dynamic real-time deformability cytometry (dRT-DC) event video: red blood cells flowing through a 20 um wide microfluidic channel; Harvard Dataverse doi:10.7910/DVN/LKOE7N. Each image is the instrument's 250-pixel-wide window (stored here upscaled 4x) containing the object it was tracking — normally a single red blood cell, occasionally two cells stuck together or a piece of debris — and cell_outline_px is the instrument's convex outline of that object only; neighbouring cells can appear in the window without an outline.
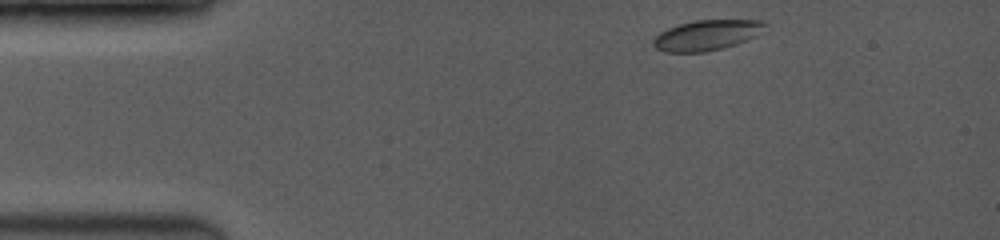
{"species": "common noctule bat (a hibernating species)", "species_latin": "Nyctalus noctula", "temperature_condition": "room temperature", "stored_images_in_passage": 3, "camera_frame_rate_fps": 3500, "um_per_image_px": 0.085, "animal": {"sex": "female", "body_mass_g": 19.0, "forearm_length_mm": 53.3}, "frame": {"image": 1, "passage_image": 1, "time_ms": 0.0, "image_size_px": [1000, 240], "cell_outline_px": [[768, 24], [756, 36], [736, 44], [724, 48], [708, 52], [664, 52], [656, 48], [652, 44], [652, 40], [660, 32], [668, 28], [680, 24], [696, 20], [764, 20]], "centroid_in_image_um": [60.08, 2.99], "position_along_channel_um": 24.9, "area_um2": 19.83}}